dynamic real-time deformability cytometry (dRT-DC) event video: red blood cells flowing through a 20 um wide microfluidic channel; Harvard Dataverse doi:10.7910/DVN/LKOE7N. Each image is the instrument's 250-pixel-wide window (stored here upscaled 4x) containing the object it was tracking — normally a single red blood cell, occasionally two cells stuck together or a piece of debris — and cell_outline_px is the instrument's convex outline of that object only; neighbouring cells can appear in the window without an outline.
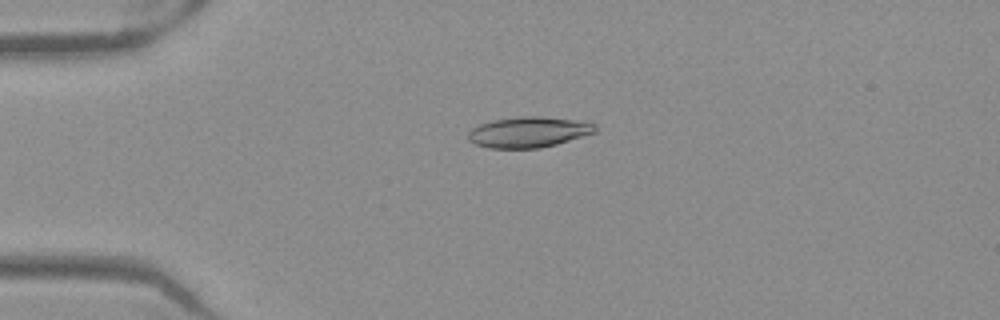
{"species": "Egyptian fruit bat (a non-hibernating species)", "species_latin": "Rousettus aegyptiacus", "temperature_condition": "warm", "stored_images_in_passage": 41, "camera_frame_rate_fps": 3000, "um_per_image_px": 0.085, "frame": {"image": 1, "passage_image": 2, "time_ms": 0.333, "image_size_px": [1000, 320], "cell_outline_px": [[596, 132], [556, 144], [540, 148], [488, 148], [476, 144], [468, 140], [468, 132], [472, 128], [480, 124], [492, 120], [524, 116], [540, 116], [572, 120], [596, 124]], "centroid_in_image_um": [44.89, 11.23], "position_along_channel_um": 40.1, "area_um2": 22.48}}
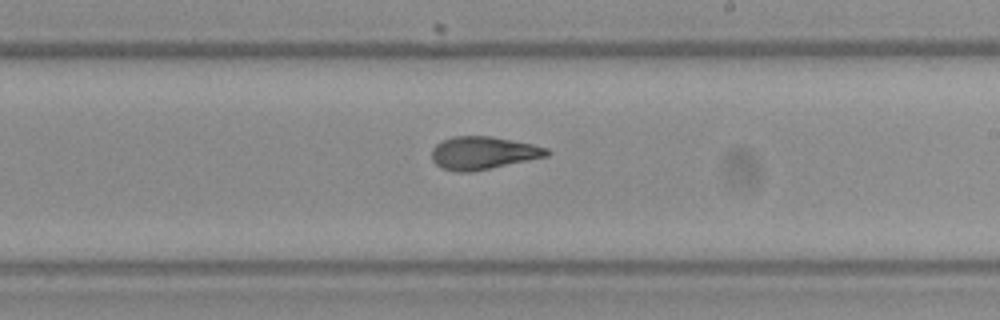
{"frame": {"image": 2, "passage_image": 20, "time_ms": 6.333, "image_size_px": [1000, 320], "cell_outline_px": [[552, 152], [548, 156], [472, 172], [456, 172], [440, 168], [432, 160], [432, 148], [436, 144], [452, 136], [492, 136], [532, 144], [548, 148]], "centroid_in_image_um": [41.06, 13.0], "position_along_channel_um": 247.9, "area_um2": 22.14}}
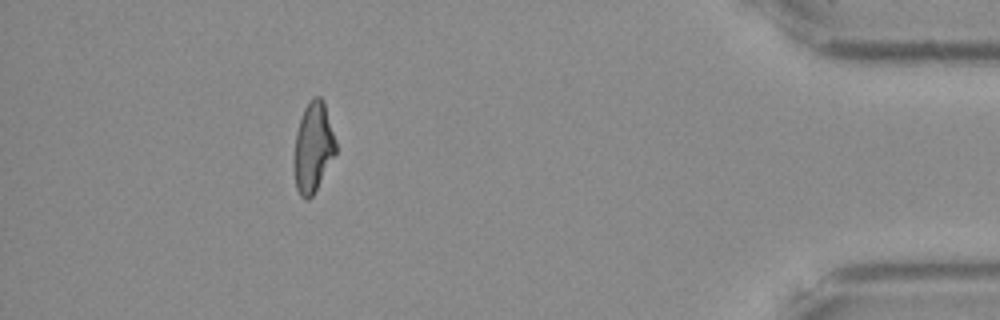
{"frame": {"image": 3, "passage_image": 36, "time_ms": 11.667, "image_size_px": [1000, 320], "cell_outline_px": [[336, 152], [312, 196], [308, 200], [304, 200], [300, 196], [296, 188], [292, 164], [292, 160], [296, 132], [304, 108], [316, 96], [320, 96], [324, 100], [336, 140]], "centroid_in_image_um": [26.59, 12.55], "position_along_channel_um": 408.6, "area_um2": 22.02}, "authors_computed_cell_mechanics": {"area_um2": 22.0796, "velocity_mm_per_s": 3.9836, "shape_relaxation_time_tau1_ms": 8.2279, "shape_relaxation_time_tau2_ms": 2.0625, "deformation_change_tau1": 0.2369, "deformation_change_tau2": 0.093}}